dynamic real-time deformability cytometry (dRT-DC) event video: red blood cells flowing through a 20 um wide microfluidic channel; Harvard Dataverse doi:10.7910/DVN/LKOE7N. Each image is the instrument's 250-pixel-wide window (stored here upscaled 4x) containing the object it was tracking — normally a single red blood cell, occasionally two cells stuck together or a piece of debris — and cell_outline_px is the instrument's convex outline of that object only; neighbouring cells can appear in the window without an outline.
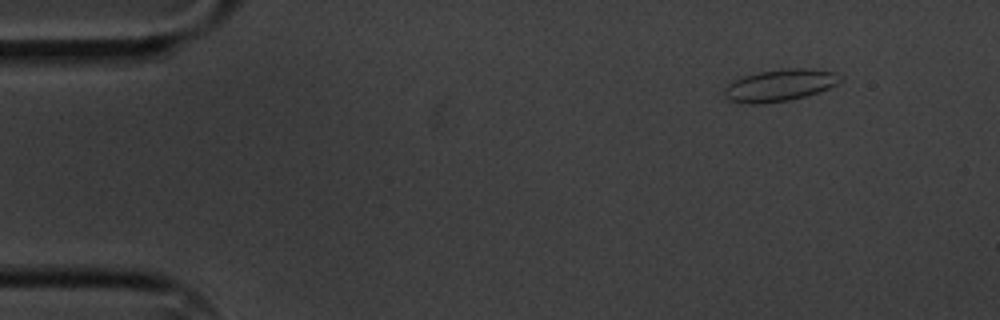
{"species": "common noctule bat (a hibernating species)", "species_latin": "Nyctalus noctula", "temperature_condition": "cold", "stored_images_in_passage": 4, "camera_frame_rate_fps": 3000, "um_per_image_px": 0.085, "animal": {"sex": "male", "body_mass_g": 20.1, "forearm_length_mm": 53.5}, "frame": {"image": 1, "passage_image": 1, "time_ms": 0.0, "image_size_px": [1000, 320], "cell_outline_px": [[844, 76], [836, 84], [820, 92], [788, 100], [764, 104], [748, 104], [728, 100], [724, 96], [724, 88], [728, 84], [744, 76], [760, 72], [784, 68], [812, 68], [832, 72]], "centroid_in_image_um": [66.28, 7.25], "position_along_channel_um": 18.7, "area_um2": 21.56}}
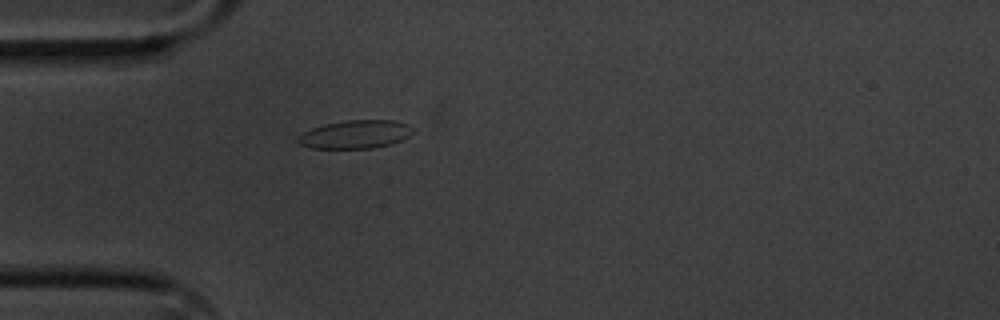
{"frame": {"image": 2, "passage_image": 4, "time_ms": 3.333, "image_size_px": [1000, 320], "cell_outline_px": [[412, 132], [408, 136], [392, 144], [372, 148], [312, 148], [300, 144], [296, 140], [296, 136], [312, 128], [324, 124], [344, 120], [392, 120], [408, 124]], "centroid_in_image_um": [30.16, 11.42], "position_along_channel_um": 54.8, "area_um2": 18.84}}